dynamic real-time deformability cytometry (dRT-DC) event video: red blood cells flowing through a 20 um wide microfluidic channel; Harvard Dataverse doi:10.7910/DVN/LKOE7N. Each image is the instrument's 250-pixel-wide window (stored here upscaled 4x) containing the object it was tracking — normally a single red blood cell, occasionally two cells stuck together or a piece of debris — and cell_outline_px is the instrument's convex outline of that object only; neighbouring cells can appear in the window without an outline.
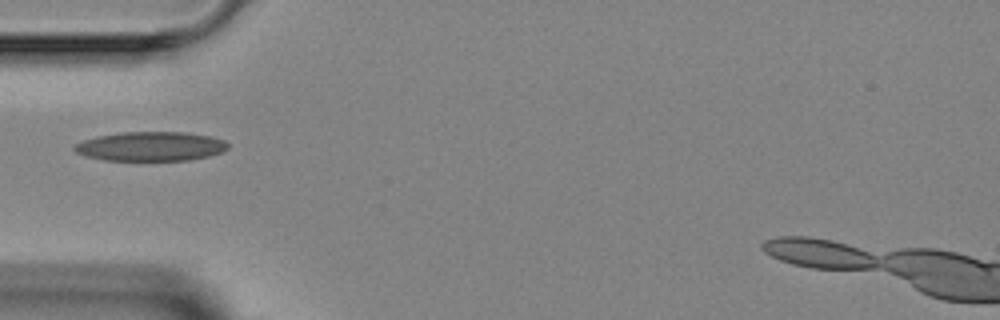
{"species": "Egyptian fruit bat (a non-hibernating species)", "species_latin": "Rousettus aegyptiacus", "temperature_condition": "room temperature", "stored_images_in_passage": 1, "camera_frame_rate_fps": 3000, "um_per_image_px": 0.085, "animal": {"sex": "female"}, "frame": {"image": 1, "passage_image": 1, "time_ms": 0.0, "image_size_px": [1000, 320], "cell_outline_px": [[228, 148], [224, 152], [208, 156], [188, 160], [104, 160], [88, 156], [76, 152], [72, 148], [76, 144], [84, 140], [96, 136], [120, 132], [184, 132], [212, 136], [224, 140], [228, 144]], "centroid_in_image_um": [12.84, 12.43], "position_along_channel_um": 72.2, "area_um2": 26.18}}